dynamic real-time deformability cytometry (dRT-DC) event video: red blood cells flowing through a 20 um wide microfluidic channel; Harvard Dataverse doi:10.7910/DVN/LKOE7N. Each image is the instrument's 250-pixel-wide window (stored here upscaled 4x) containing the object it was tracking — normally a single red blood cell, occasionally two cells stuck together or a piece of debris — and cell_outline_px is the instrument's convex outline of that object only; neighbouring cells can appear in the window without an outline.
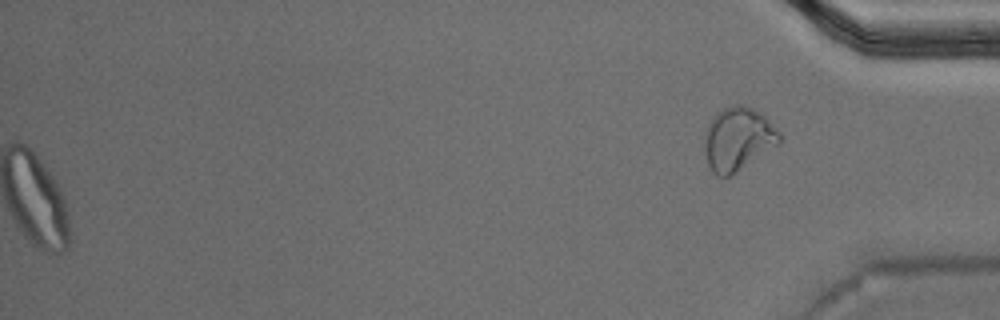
{"species": "Egyptian fruit bat (a non-hibernating species)", "species_latin": "Rousettus aegyptiacus", "temperature_condition": "warm", "stored_images_in_passage": 54, "segment_of_instrument_passage": [2, 2], "camera_frame_rate_fps": 3000, "um_per_image_px": 0.085, "animal": {"sex": "male"}, "frame": {"image": 1, "passage_image": 54, "time_ms": 17.667, "image_size_px": [1000, 320], "cell_outline_px": [[780, 144], [732, 176], [716, 176], [712, 172], [708, 164], [704, 148], [704, 132], [712, 116], [720, 108], [732, 104], [744, 104], [760, 112], [780, 132]], "centroid_in_image_um": [62.71, 11.81], "position_along_channel_um": 372.5, "area_um2": 28.26}}